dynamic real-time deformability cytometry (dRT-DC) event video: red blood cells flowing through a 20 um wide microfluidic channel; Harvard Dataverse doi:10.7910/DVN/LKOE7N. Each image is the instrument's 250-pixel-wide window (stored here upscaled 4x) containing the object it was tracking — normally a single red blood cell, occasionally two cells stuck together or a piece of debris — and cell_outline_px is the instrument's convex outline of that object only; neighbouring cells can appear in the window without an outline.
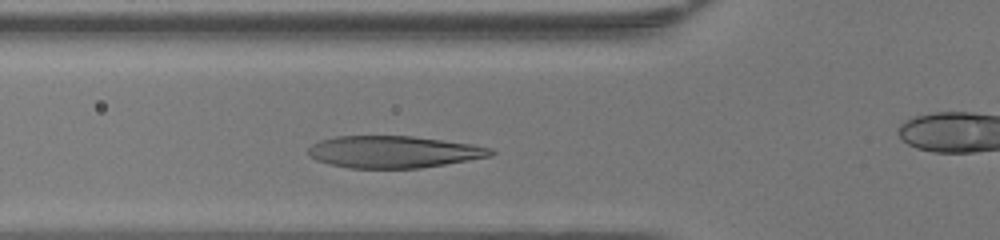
{"species": "human", "species_latin": "Homo sapiens", "temperature_condition": "warm", "stored_images_in_passage": 34, "camera_frame_rate_fps": 3000, "um_per_image_px": 0.085, "donor": {"sex": "female"}, "frame": {"image": 1, "passage_image": 12, "time_ms": 3.667, "image_size_px": [1000, 240], "cell_outline_px": [[496, 152], [492, 156], [420, 168], [348, 168], [328, 164], [316, 160], [308, 156], [308, 148], [312, 144], [320, 140], [336, 136], [412, 136], [472, 144], [492, 148]], "centroid_in_image_um": [33.43, 12.91], "position_along_channel_um": 92.4, "area_um2": 34.1}}
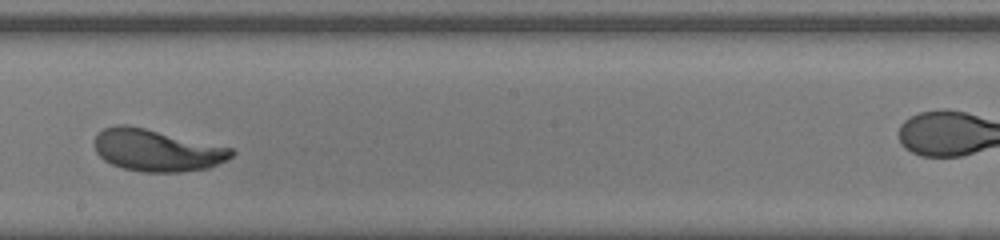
{"frame": {"image": 2, "passage_image": 22, "time_ms": 7.0, "image_size_px": [1000, 240], "cell_outline_px": [[236, 152], [228, 160], [208, 168], [180, 172], [140, 172], [124, 168], [112, 164], [104, 160], [96, 152], [92, 140], [104, 128], [116, 124], [128, 124], [232, 148]], "centroid_in_image_um": [13.31, 12.77], "position_along_channel_um": 234.9, "area_um2": 33.64}}
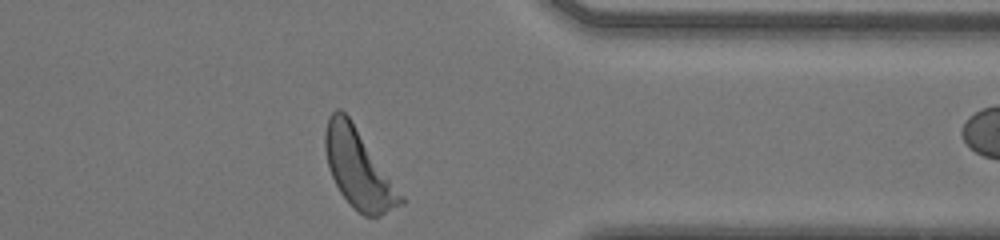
{"frame": {"image": 3, "passage_image": 33, "time_ms": 10.667, "image_size_px": [1000, 240], "cell_outline_px": [[408, 200], [404, 204], [380, 216], [364, 216], [340, 192], [332, 176], [328, 164], [324, 148], [324, 132], [328, 116], [336, 108], [340, 108], [348, 116]], "centroid_in_image_um": [30.5, 14.33], "position_along_channel_um": 380.9, "area_um2": 34.51}}